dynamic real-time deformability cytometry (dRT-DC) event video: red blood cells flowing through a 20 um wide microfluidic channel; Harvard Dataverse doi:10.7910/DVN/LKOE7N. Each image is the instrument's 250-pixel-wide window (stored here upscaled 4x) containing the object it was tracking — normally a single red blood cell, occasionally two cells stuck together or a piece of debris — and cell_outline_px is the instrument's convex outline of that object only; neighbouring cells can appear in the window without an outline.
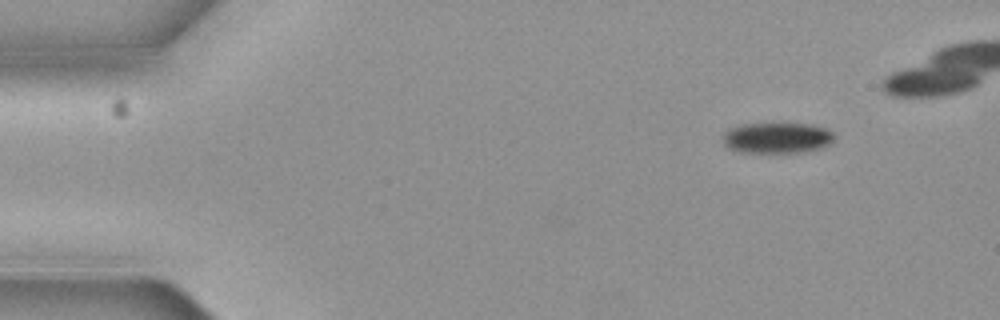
{"species": "common noctule bat (a hibernating species)", "species_latin": "Nyctalus noctula", "temperature_condition": "cold", "stored_images_in_passage": 5, "camera_frame_rate_fps": 3000, "um_per_image_px": 0.085, "animal": {"sex": "female", "body_mass_g": 19.3, "forearm_length_mm": 54.1}, "frame": {"image": 1, "passage_image": 1, "time_ms": 0.0, "image_size_px": [1000, 320], "cell_outline_px": [[836, 136], [828, 144], [820, 148], [804, 152], [740, 152], [728, 148], [724, 144], [724, 132], [732, 128], [744, 124], [804, 124], [824, 128], [832, 132]], "centroid_in_image_um": [66.04, 11.73], "position_along_channel_um": 19.0, "area_um2": 19.59}}